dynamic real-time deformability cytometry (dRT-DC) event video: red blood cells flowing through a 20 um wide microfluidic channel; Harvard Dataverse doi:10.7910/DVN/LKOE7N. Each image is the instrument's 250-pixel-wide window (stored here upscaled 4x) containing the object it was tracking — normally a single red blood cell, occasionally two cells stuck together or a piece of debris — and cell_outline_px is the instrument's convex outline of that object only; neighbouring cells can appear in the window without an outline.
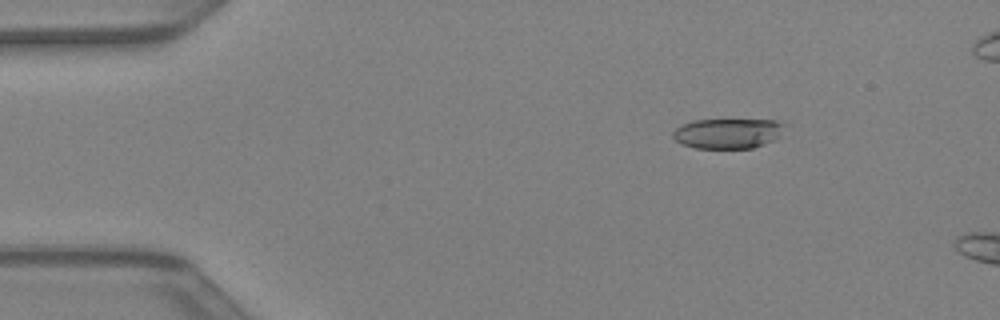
{"species": "Egyptian fruit bat (a non-hibernating species)", "species_latin": "Rousettus aegyptiacus", "temperature_condition": "warm", "stored_images_in_passage": 11, "camera_frame_rate_fps": 3000, "um_per_image_px": 0.085, "animal": {"sex": "female"}, "frame": {"image": 1, "passage_image": 7, "time_ms": 2.0, "image_size_px": [1000, 320], "cell_outline_px": [[784, 124], [780, 136], [764, 144], [752, 148], [696, 148], [684, 144], [676, 140], [672, 136], [672, 132], [680, 124], [692, 120], [776, 120]], "centroid_in_image_um": [61.83, 11.33], "position_along_channel_um": 23.2, "area_um2": 19.48}}